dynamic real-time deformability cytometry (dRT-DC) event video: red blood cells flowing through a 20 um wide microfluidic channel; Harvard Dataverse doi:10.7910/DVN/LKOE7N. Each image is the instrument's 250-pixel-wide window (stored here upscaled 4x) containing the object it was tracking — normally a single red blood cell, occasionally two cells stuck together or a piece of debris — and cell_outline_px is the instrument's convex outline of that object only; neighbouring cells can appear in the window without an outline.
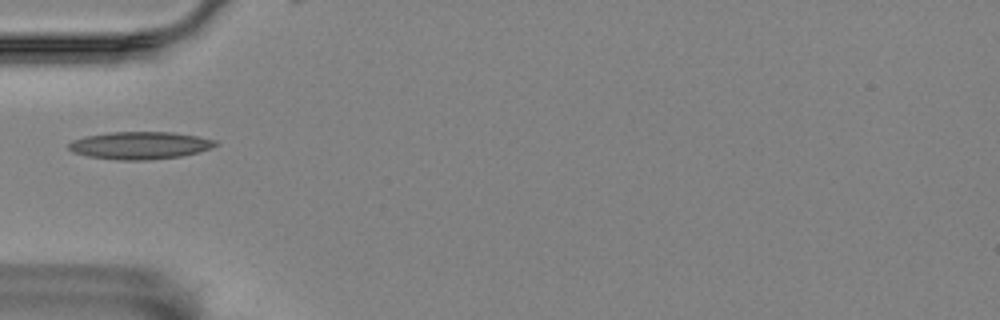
{"species": "Egyptian fruit bat (a non-hibernating species)", "species_latin": "Rousettus aegyptiacus", "temperature_condition": "room temperature", "stored_images_in_passage": 11, "camera_frame_rate_fps": 3000, "um_per_image_px": 0.085, "animal": {"sex": "female"}, "frame": {"image": 1, "passage_image": 1, "time_ms": 0.0, "image_size_px": [1000, 320], "cell_outline_px": [[220, 144], [212, 148], [200, 152], [180, 156], [148, 160], [116, 160], [88, 156], [72, 152], [68, 148], [68, 144], [72, 140], [84, 136], [108, 132], [172, 132], [196, 136], [216, 140]], "centroid_in_image_um": [11.89, 12.36], "position_along_channel_um": 73.1, "area_um2": 23.7}}
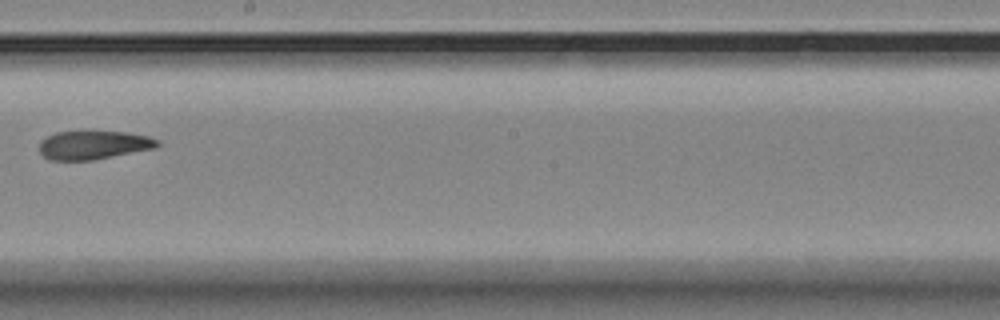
{"frame": {"image": 2, "passage_image": 5, "time_ms": 1.333, "image_size_px": [1000, 320], "cell_outline_px": [[160, 144], [156, 148], [92, 160], [48, 160], [40, 152], [40, 140], [56, 132], [128, 132], [148, 136], [160, 140]], "centroid_in_image_um": [7.97, 12.33], "position_along_channel_um": 240.2, "area_um2": 19.59}}
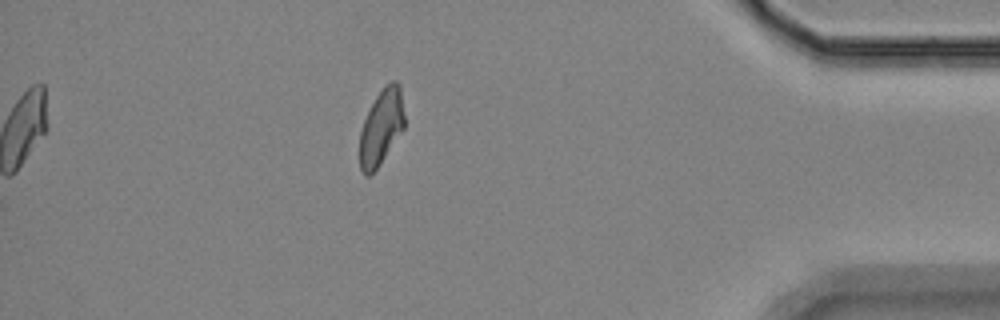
{"frame": {"image": 3, "passage_image": 10, "time_ms": 3.0, "image_size_px": [1000, 320], "cell_outline_px": [[404, 128], [380, 164], [368, 176], [364, 176], [360, 168], [360, 132], [364, 120], [376, 96], [384, 84], [392, 80], [396, 80], [400, 84], [404, 116]], "centroid_in_image_um": [32.41, 10.78], "position_along_channel_um": 402.8, "area_um2": 19.59}}